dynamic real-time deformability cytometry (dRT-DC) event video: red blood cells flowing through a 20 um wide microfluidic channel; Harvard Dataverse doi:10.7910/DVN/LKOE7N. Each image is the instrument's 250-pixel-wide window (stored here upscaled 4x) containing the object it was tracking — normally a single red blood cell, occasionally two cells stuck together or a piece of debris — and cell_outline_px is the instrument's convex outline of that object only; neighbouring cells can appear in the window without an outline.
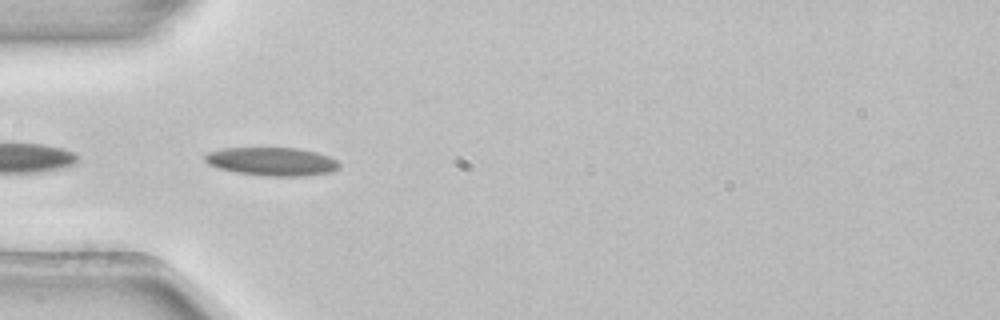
{"species": "common noctule bat (a hibernating species)", "species_latin": "Nyctalus noctula", "temperature_condition": "room temperature", "stored_images_in_passage": 10, "camera_frame_rate_fps": 3000, "um_per_image_px": 0.085, "animal": {"sex": "female", "body_mass_g": 22.7, "forearm_length_mm": 54.2}, "frame": {"image": 1, "passage_image": 6, "time_ms": 1.667, "image_size_px": [1000, 320], "cell_outline_px": [[340, 168], [332, 172], [308, 176], [264, 176], [236, 172], [220, 168], [208, 164], [204, 160], [204, 156], [208, 152], [224, 148], [300, 148], [316, 152], [328, 156], [336, 160], [340, 164]], "centroid_in_image_um": [23.15, 13.73], "position_along_channel_um": 61.9, "area_um2": 22.31}}